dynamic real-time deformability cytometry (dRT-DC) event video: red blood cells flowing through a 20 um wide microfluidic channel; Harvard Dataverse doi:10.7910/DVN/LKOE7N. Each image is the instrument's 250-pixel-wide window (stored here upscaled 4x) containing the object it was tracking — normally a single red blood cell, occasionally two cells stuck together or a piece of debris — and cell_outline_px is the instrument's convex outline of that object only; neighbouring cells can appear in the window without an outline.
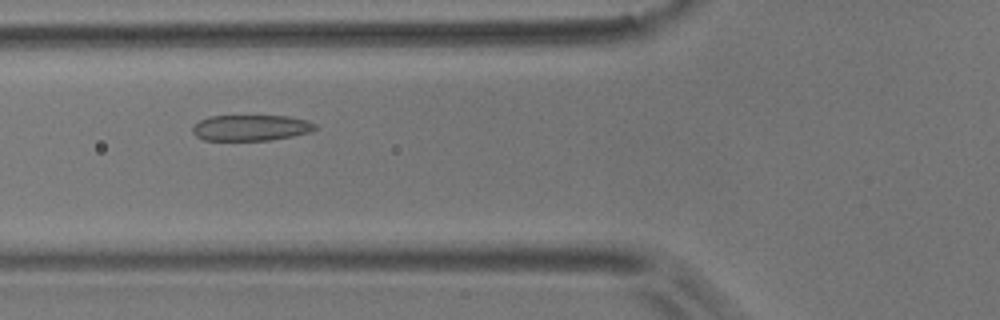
{"species": "common noctule bat (a hibernating species)", "species_latin": "Nyctalus noctula", "temperature_condition": "room temperature", "stored_images_in_passage": 51, "camera_frame_rate_fps": 3000, "um_per_image_px": 0.085, "animal": {"sex": "male", "body_mass_g": 17.9}, "frame": {"image": 1, "passage_image": 17, "time_ms": 5.333, "image_size_px": [1000, 320], "cell_outline_px": [[316, 128], [312, 132], [292, 136], [268, 140], [204, 140], [196, 136], [192, 132], [192, 128], [200, 120], [208, 116], [288, 116], [308, 120], [316, 124]], "centroid_in_image_um": [21.34, 10.86], "position_along_channel_um": 104.5, "area_um2": 18.5}}
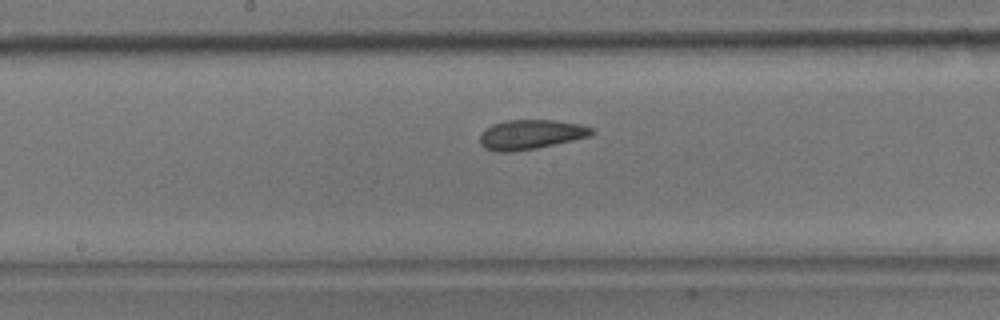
{"frame": {"image": 2, "passage_image": 25, "time_ms": 8.0, "image_size_px": [1000, 320], "cell_outline_px": [[596, 132], [592, 136], [536, 148], [512, 152], [496, 152], [484, 148], [480, 144], [480, 132], [492, 124], [508, 120], [552, 120], [580, 124], [592, 128]], "centroid_in_image_um": [45.1, 11.44], "position_along_channel_um": 203.1, "area_um2": 19.42}}
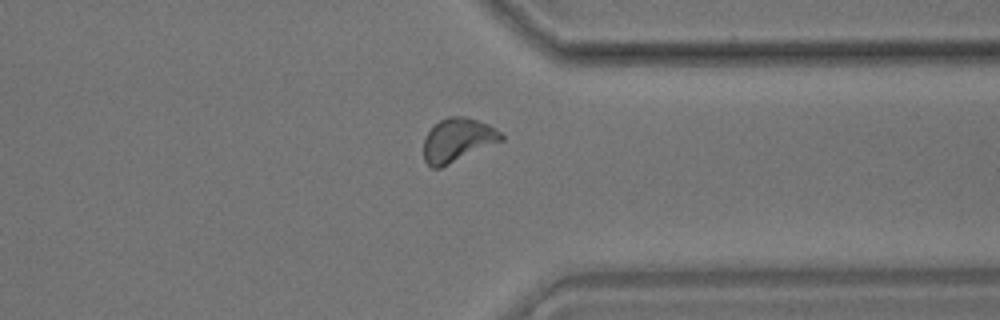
{"frame": {"image": 3, "passage_image": 39, "time_ms": 12.667, "image_size_px": [1000, 320], "cell_outline_px": [[504, 140], [440, 168], [432, 168], [424, 160], [424, 136], [440, 120], [448, 116], [464, 116], [488, 124], [500, 132], [504, 136]], "centroid_in_image_um": [38.89, 11.9], "position_along_channel_um": 372.5, "area_um2": 19.59}, "authors_computed_cell_mechanics": {"area_um2": 19.363, "velocity_mm_per_s": 3.6887, "shape_relaxation_time_tau1_ms": null, "shape_relaxation_time_tau2_ms": 1.4808, "deformation_change_tau1": null, "deformation_change_tau2": 0.0596}}